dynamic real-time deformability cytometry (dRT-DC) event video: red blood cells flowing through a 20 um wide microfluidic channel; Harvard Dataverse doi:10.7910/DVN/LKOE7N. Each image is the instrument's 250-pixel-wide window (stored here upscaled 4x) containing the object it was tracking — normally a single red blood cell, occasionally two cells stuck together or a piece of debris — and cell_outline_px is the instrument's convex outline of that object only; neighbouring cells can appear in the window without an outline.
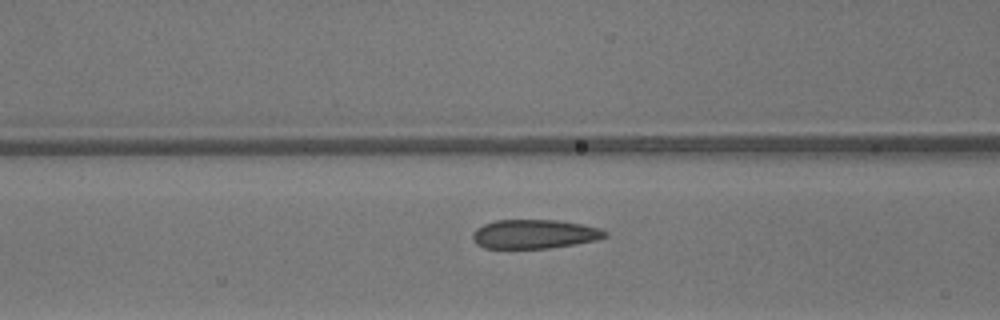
{"species": "common noctule bat (a hibernating species)", "species_latin": "Nyctalus noctula", "temperature_condition": "warm", "stored_images_in_passage": 50, "camera_frame_rate_fps": 3000, "um_per_image_px": 0.085, "animal": {"sex": "male", "body_mass_g": 13.3}, "frame": {"image": 1, "passage_image": 21, "time_ms": 6.667, "image_size_px": [1000, 320], "cell_outline_px": [[608, 236], [596, 240], [576, 244], [548, 248], [484, 248], [476, 244], [472, 240], [472, 232], [476, 228], [484, 224], [496, 220], [556, 220], [580, 224], [600, 228], [608, 232]], "centroid_in_image_um": [45.41, 19.9], "position_along_channel_um": 121.2, "area_um2": 22.48}}
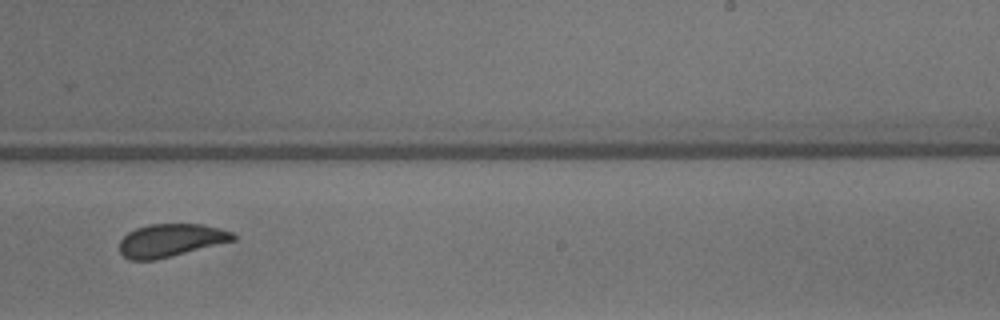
{"frame": {"image": 2, "passage_image": 32, "time_ms": 10.333, "image_size_px": [1000, 320], "cell_outline_px": [[236, 240], [156, 260], [132, 260], [124, 256], [120, 252], [120, 240], [128, 232], [136, 228], [148, 224], [204, 224], [220, 228], [232, 232], [236, 236]], "centroid_in_image_um": [14.53, 20.42], "position_along_channel_um": 274.5, "area_um2": 21.85}}
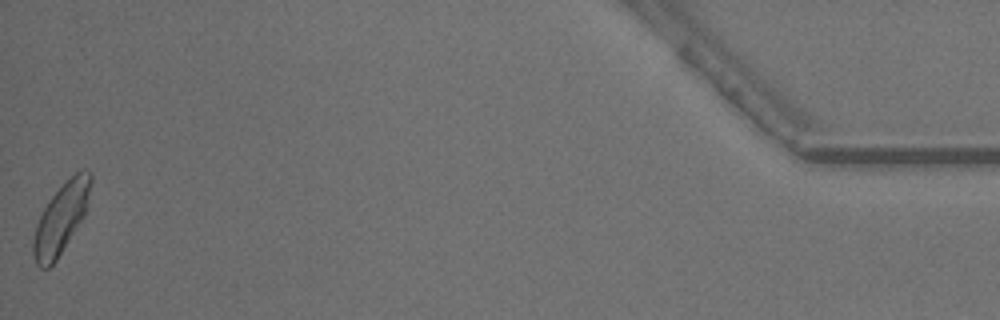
{"frame": {"image": 3, "passage_image": 50, "time_ms": 16.333, "image_size_px": [1000, 320], "cell_outline_px": [[92, 180], [84, 216], [56, 260], [48, 268], [40, 268], [36, 264], [32, 252], [32, 240], [36, 224], [44, 208], [52, 196], [76, 172], [88, 172], [92, 176]], "centroid_in_image_um": [5.15, 18.63], "position_along_channel_um": 430.0, "area_um2": 22.77}, "authors_computed_cell_mechanics": {"area_um2": 22.8888, "velocity_mm_per_s": 4.187, "shape_relaxation_time_tau1_ms": 2.9005, "shape_relaxation_time_tau2_ms": 1.0189, "deformation_change_tau1": 0.1094, "deformation_change_tau2": 0.0512}}